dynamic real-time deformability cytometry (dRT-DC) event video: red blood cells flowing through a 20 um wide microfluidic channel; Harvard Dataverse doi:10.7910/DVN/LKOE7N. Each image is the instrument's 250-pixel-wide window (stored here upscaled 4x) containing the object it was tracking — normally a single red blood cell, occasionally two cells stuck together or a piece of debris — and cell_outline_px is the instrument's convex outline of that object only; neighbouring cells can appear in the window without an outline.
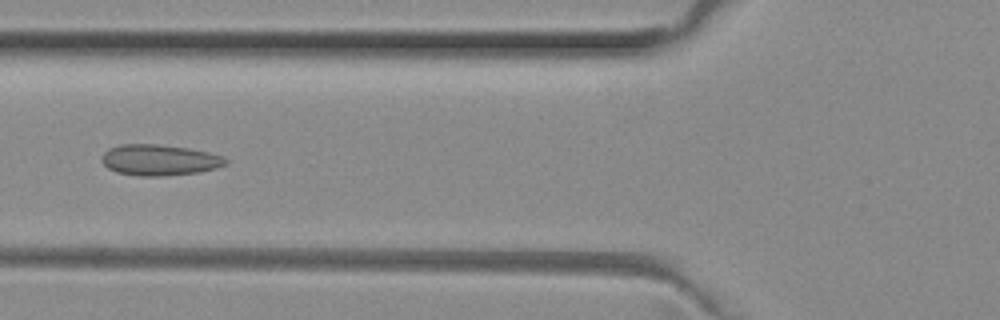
{"species": "common noctule bat (a hibernating species)", "species_latin": "Nyctalus noctula", "temperature_condition": "room temperature", "stored_images_in_passage": 51, "camera_frame_rate_fps": 3000, "um_per_image_px": 0.085, "animal": {"sex": "female", "body_mass_g": 29.2, "forearm_length_mm": 56.3}, "frame": {"image": 1, "passage_image": 19, "time_ms": 6.0, "image_size_px": [1000, 320], "cell_outline_px": [[228, 164], [216, 168], [200, 172], [164, 176], [136, 176], [116, 172], [108, 168], [100, 160], [104, 152], [108, 148], [120, 144], [156, 144], [188, 148], [208, 152], [224, 156], [228, 160]], "centroid_in_image_um": [13.55, 13.6], "position_along_channel_um": 112.3, "area_um2": 22.6}}
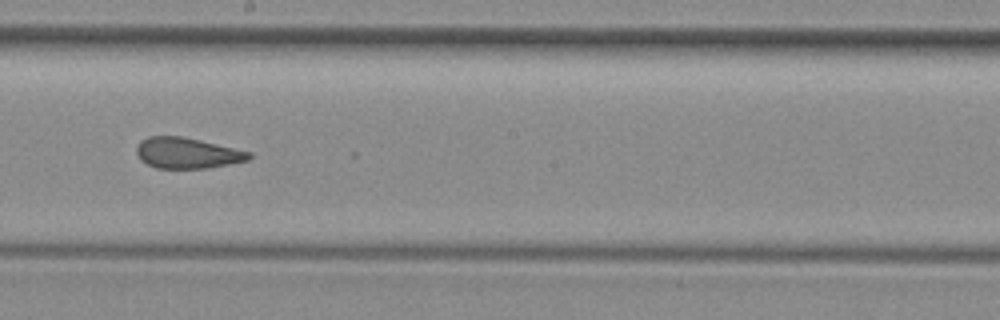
{"frame": {"image": 2, "passage_image": 28, "time_ms": 9.0, "image_size_px": [1000, 320], "cell_outline_px": [[252, 156], [248, 160], [208, 168], [156, 168], [140, 160], [136, 152], [136, 148], [140, 140], [148, 136], [184, 136], [252, 152]], "centroid_in_image_um": [15.9, 13.0], "position_along_channel_um": 232.3, "area_um2": 20.29}}
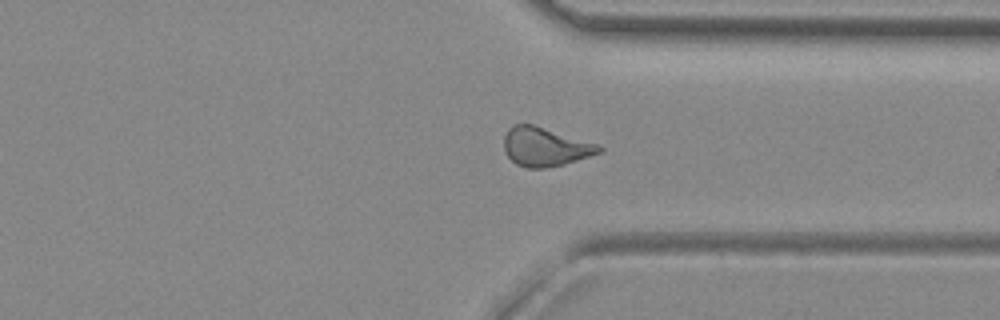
{"frame": {"image": 3, "passage_image": 38, "time_ms": 12.333, "image_size_px": [1000, 320], "cell_outline_px": [[604, 152], [564, 164], [544, 168], [528, 168], [516, 164], [508, 156], [504, 148], [504, 136], [508, 128], [512, 124], [532, 124], [600, 144], [604, 148]], "centroid_in_image_um": [46.37, 12.47], "position_along_channel_um": 365.0, "area_um2": 21.68}, "authors_computed_cell_mechanics": {"area_um2": 21.675, "velocity_mm_per_s": 4.0015, "shape_relaxation_time_tau1_ms": null, "shape_relaxation_time_tau2_ms": 1.4684, "deformation_change_tau1": null, "deformation_change_tau2": 0.094}}